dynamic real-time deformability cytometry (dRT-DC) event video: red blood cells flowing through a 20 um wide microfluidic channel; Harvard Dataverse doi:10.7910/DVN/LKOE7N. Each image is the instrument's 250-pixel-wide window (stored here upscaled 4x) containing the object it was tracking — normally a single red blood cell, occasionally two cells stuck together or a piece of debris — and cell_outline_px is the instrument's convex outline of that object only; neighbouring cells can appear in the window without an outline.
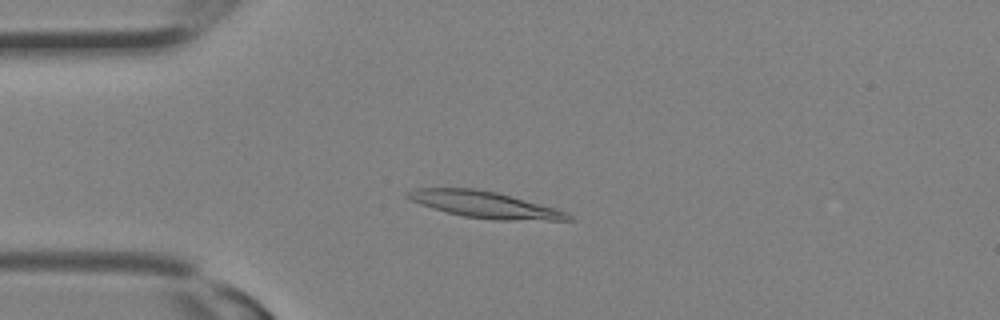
{"species": "Egyptian fruit bat (a non-hibernating species)", "species_latin": "Rousettus aegyptiacus", "temperature_condition": "room temperature", "stored_images_in_passage": 9, "camera_frame_rate_fps": 3000, "um_per_image_px": 0.085, "animal": {"sex": "female"}, "frame": {"image": 1, "passage_image": 6, "time_ms": 1.667, "image_size_px": [1000, 320], "cell_outline_px": [[576, 220], [496, 220], [464, 216], [432, 208], [420, 204], [404, 196], [408, 192], [416, 188], [476, 188], [496, 192], [512, 196], [556, 208], [572, 216]], "centroid_in_image_um": [41.21, 17.39], "position_along_channel_um": 43.8, "area_um2": 24.57}}
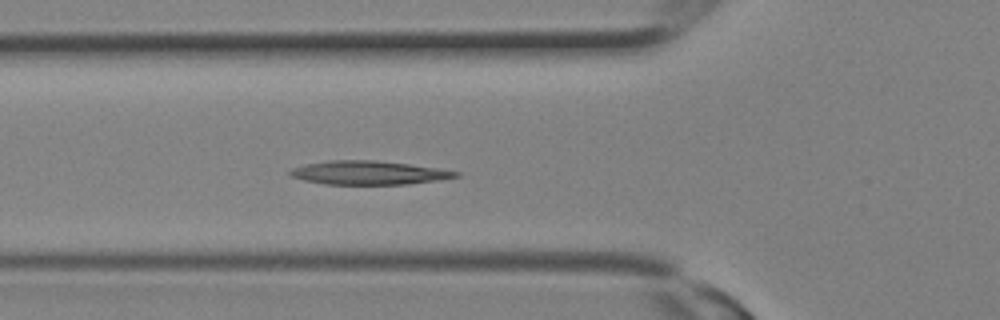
{"frame": {"image": 2, "passage_image": 9, "time_ms": 2.667, "image_size_px": [1000, 320], "cell_outline_px": [[460, 176], [436, 180], [408, 184], [324, 184], [304, 180], [288, 176], [288, 172], [292, 168], [308, 164], [332, 160], [376, 160], [440, 168], [460, 172]], "centroid_in_image_um": [31.33, 14.68], "position_along_channel_um": 94.5, "area_um2": 22.77}}